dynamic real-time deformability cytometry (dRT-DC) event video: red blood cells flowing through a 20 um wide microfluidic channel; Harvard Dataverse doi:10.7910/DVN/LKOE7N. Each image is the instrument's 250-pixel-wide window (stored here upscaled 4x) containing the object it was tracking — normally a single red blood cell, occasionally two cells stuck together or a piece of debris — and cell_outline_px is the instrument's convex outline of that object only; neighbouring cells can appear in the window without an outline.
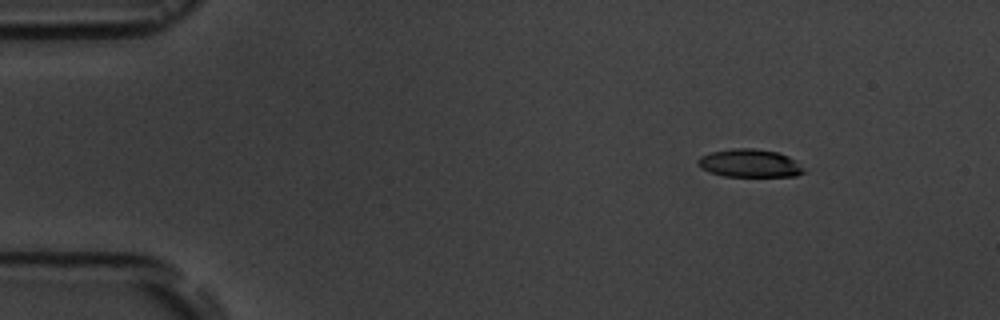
{"species": "common noctule bat (a hibernating species)", "species_latin": "Nyctalus noctula", "temperature_condition": "room temperature", "stored_images_in_passage": 4, "camera_frame_rate_fps": 3000, "um_per_image_px": 0.085, "animal": {"sex": "male", "body_mass_g": 19.5, "forearm_length_mm": 54.6}, "frame": {"image": 1, "passage_image": 2, "time_ms": 1.0, "image_size_px": [1000, 320], "cell_outline_px": [[804, 172], [796, 176], [724, 176], [712, 172], [696, 164], [696, 160], [700, 156], [712, 152], [732, 148], [752, 148], [776, 152], [788, 156], [796, 160], [804, 168]], "centroid_in_image_um": [63.73, 13.87], "position_along_channel_um": 21.3, "area_um2": 17.17}}